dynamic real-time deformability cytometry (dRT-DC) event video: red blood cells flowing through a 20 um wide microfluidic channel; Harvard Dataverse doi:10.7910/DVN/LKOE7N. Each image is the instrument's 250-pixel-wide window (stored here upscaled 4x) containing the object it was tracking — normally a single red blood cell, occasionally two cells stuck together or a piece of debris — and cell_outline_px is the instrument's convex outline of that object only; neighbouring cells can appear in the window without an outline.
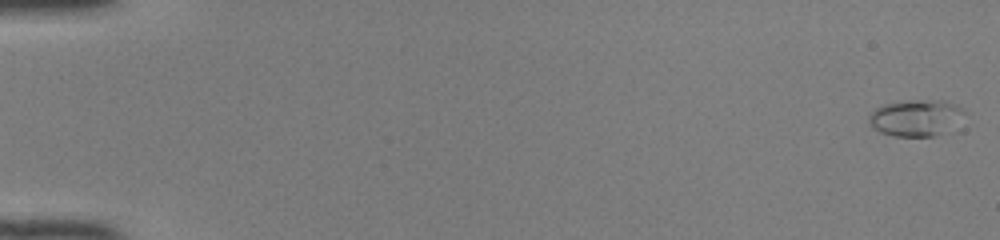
{"species": "common noctule bat (a hibernating species)", "species_latin": "Nyctalus noctula", "temperature_condition": "room temperature", "stored_images_in_passage": 50, "camera_frame_rate_fps": 3000, "um_per_image_px": 0.085, "animal": {"sex": "female", "body_mass_g": 22.0, "forearm_length_mm": 56.7}, "frame": {"image": 1, "passage_image": 1, "time_ms": 0.0, "image_size_px": [1000, 240], "cell_outline_px": [[964, 112], [940, 132], [932, 136], [892, 136], [880, 132], [868, 120], [868, 116], [876, 108], [884, 104], [908, 100], [944, 100], [956, 104]], "centroid_in_image_um": [77.73, 9.98], "position_along_channel_um": 7.3, "area_um2": 19.36}}
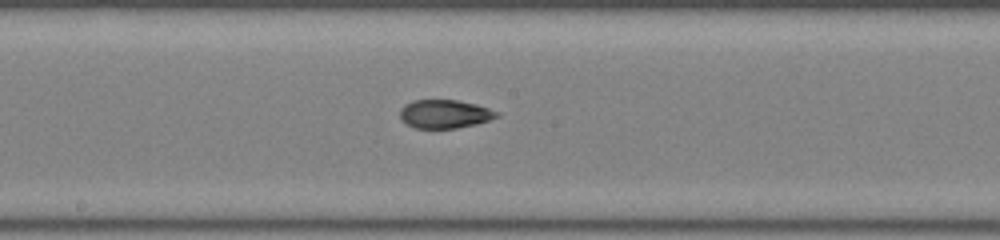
{"frame": {"image": 2, "passage_image": 28, "time_ms": 9.0, "image_size_px": [1000, 240], "cell_outline_px": [[500, 116], [476, 124], [456, 128], [416, 128], [400, 120], [400, 108], [404, 104], [412, 100], [456, 100], [476, 104], [500, 112]], "centroid_in_image_um": [37.79, 9.68], "position_along_channel_um": 210.4, "area_um2": 16.13}}
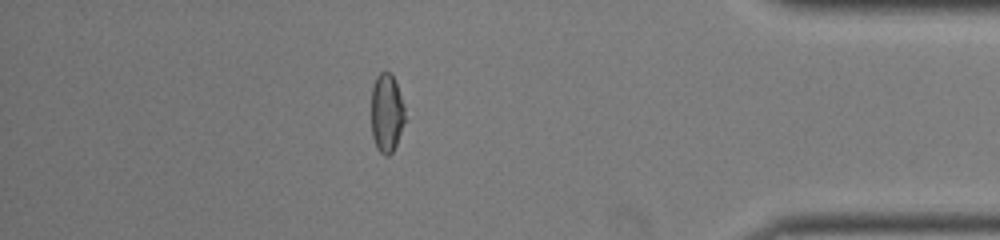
{"frame": {"image": 3, "passage_image": 44, "time_ms": 14.333, "image_size_px": [1000, 240], "cell_outline_px": [[404, 120], [396, 144], [392, 152], [388, 156], [384, 156], [376, 148], [372, 136], [372, 88], [376, 76], [380, 72], [392, 72], [404, 104]], "centroid_in_image_um": [32.85, 9.59], "position_along_channel_um": 402.3, "area_um2": 15.37}, "authors_computed_cell_mechanics": {"area_um2": 16.1262, "velocity_mm_per_s": 4.1577, "shape_relaxation_time_tau1_ms": null, "shape_relaxation_time_tau2_ms": 2.0739, "deformation_change_tau1": null, "deformation_change_tau2": 0.0846}}